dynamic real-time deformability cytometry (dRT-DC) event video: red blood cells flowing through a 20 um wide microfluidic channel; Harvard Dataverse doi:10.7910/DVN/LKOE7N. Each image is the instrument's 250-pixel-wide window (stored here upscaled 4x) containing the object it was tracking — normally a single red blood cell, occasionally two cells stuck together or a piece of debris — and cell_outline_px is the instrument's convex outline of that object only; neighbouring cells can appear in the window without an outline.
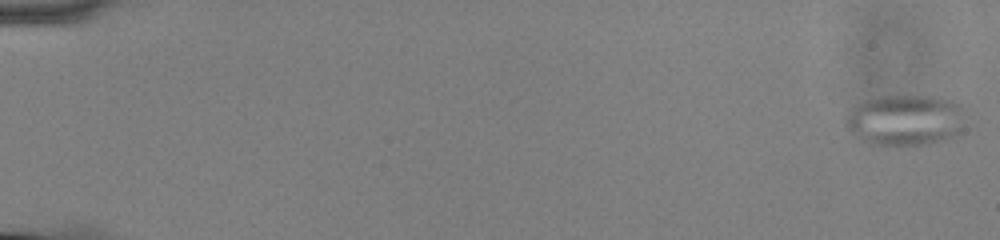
{"species": "common noctule bat (a hibernating species)", "species_latin": "Nyctalus noctula", "temperature_condition": "cold", "stored_images_in_passage": 6, "camera_frame_rate_fps": 3000, "um_per_image_px": 0.085, "animal": {"sex": "male", "body_mass_g": 13.0, "forearm_length_mm": 53.1}, "frame": {"image": 1, "passage_image": 1, "time_ms": 0.0, "image_size_px": [1000, 240], "cell_outline_px": [[964, 128], [956, 136], [944, 140], [928, 144], [896, 148], [872, 148], [852, 136], [844, 124], [844, 120], [848, 108], [860, 100], [872, 96], [932, 96], [952, 100], [960, 104]], "centroid_in_image_um": [76.81, 10.26], "position_along_channel_um": 8.2, "area_um2": 37.63}}